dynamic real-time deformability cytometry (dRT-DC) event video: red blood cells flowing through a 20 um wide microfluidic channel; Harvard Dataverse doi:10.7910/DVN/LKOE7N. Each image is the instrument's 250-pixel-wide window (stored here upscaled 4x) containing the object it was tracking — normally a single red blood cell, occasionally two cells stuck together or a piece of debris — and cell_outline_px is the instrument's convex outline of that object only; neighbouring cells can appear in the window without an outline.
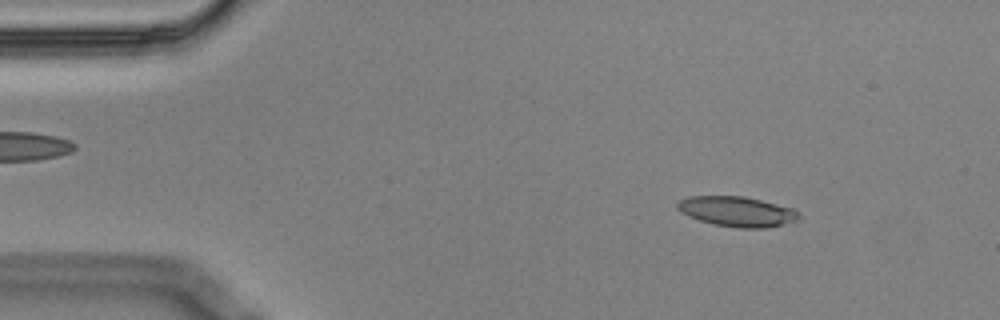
{"species": "Egyptian fruit bat (a non-hibernating species)", "species_latin": "Rousettus aegyptiacus", "temperature_condition": "cold", "stored_images_in_passage": 6, "camera_frame_rate_fps": 3000, "um_per_image_px": 0.085, "animal": {"sex": "male"}, "frame": {"image": 1, "passage_image": 3, "time_ms": 0.667, "image_size_px": [1000, 320], "cell_outline_px": [[800, 220], [768, 228], [736, 228], [716, 224], [700, 220], [688, 216], [680, 212], [676, 208], [676, 200], [688, 196], [744, 196], [792, 208], [800, 216]], "centroid_in_image_um": [62.61, 17.98], "position_along_channel_um": 22.4, "area_um2": 21.39}}